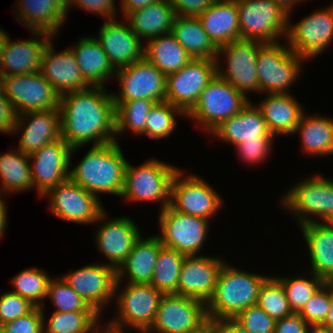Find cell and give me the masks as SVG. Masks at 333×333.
Segmentation results:
<instances>
[{"label":"cell","instance_id":"cell-34","mask_svg":"<svg viewBox=\"0 0 333 333\" xmlns=\"http://www.w3.org/2000/svg\"><path fill=\"white\" fill-rule=\"evenodd\" d=\"M16 15L30 31L46 32L53 37L58 35L66 14L50 0H18Z\"/></svg>","mask_w":333,"mask_h":333},{"label":"cell","instance_id":"cell-48","mask_svg":"<svg viewBox=\"0 0 333 333\" xmlns=\"http://www.w3.org/2000/svg\"><path fill=\"white\" fill-rule=\"evenodd\" d=\"M235 319L250 333H274L276 320L258 305L241 311Z\"/></svg>","mask_w":333,"mask_h":333},{"label":"cell","instance_id":"cell-64","mask_svg":"<svg viewBox=\"0 0 333 333\" xmlns=\"http://www.w3.org/2000/svg\"><path fill=\"white\" fill-rule=\"evenodd\" d=\"M324 284L331 290L333 293V273L324 280Z\"/></svg>","mask_w":333,"mask_h":333},{"label":"cell","instance_id":"cell-68","mask_svg":"<svg viewBox=\"0 0 333 333\" xmlns=\"http://www.w3.org/2000/svg\"><path fill=\"white\" fill-rule=\"evenodd\" d=\"M0 333H2V325L0 324Z\"/></svg>","mask_w":333,"mask_h":333},{"label":"cell","instance_id":"cell-29","mask_svg":"<svg viewBox=\"0 0 333 333\" xmlns=\"http://www.w3.org/2000/svg\"><path fill=\"white\" fill-rule=\"evenodd\" d=\"M198 18L218 49L228 42L240 39L236 0H216Z\"/></svg>","mask_w":333,"mask_h":333},{"label":"cell","instance_id":"cell-14","mask_svg":"<svg viewBox=\"0 0 333 333\" xmlns=\"http://www.w3.org/2000/svg\"><path fill=\"white\" fill-rule=\"evenodd\" d=\"M177 170L171 181L170 206L179 213L210 220L222 205L216 190L196 175Z\"/></svg>","mask_w":333,"mask_h":333},{"label":"cell","instance_id":"cell-62","mask_svg":"<svg viewBox=\"0 0 333 333\" xmlns=\"http://www.w3.org/2000/svg\"><path fill=\"white\" fill-rule=\"evenodd\" d=\"M8 38H9V35L6 34V32L1 30V28H0V59H1L3 50L5 48V44H6Z\"/></svg>","mask_w":333,"mask_h":333},{"label":"cell","instance_id":"cell-13","mask_svg":"<svg viewBox=\"0 0 333 333\" xmlns=\"http://www.w3.org/2000/svg\"><path fill=\"white\" fill-rule=\"evenodd\" d=\"M216 74L217 60L193 58L180 70L166 76V101L187 115Z\"/></svg>","mask_w":333,"mask_h":333},{"label":"cell","instance_id":"cell-15","mask_svg":"<svg viewBox=\"0 0 333 333\" xmlns=\"http://www.w3.org/2000/svg\"><path fill=\"white\" fill-rule=\"evenodd\" d=\"M261 44L255 40L239 39L226 43L218 50L217 74L245 96L249 92L260 93L256 61ZM221 55L227 62L225 70L219 65Z\"/></svg>","mask_w":333,"mask_h":333},{"label":"cell","instance_id":"cell-12","mask_svg":"<svg viewBox=\"0 0 333 333\" xmlns=\"http://www.w3.org/2000/svg\"><path fill=\"white\" fill-rule=\"evenodd\" d=\"M157 235L163 246L175 249L185 256L197 255L208 235L209 220L177 212L170 205L159 211Z\"/></svg>","mask_w":333,"mask_h":333},{"label":"cell","instance_id":"cell-18","mask_svg":"<svg viewBox=\"0 0 333 333\" xmlns=\"http://www.w3.org/2000/svg\"><path fill=\"white\" fill-rule=\"evenodd\" d=\"M6 97L17 115L29 111L59 109L60 94L40 71L5 76Z\"/></svg>","mask_w":333,"mask_h":333},{"label":"cell","instance_id":"cell-56","mask_svg":"<svg viewBox=\"0 0 333 333\" xmlns=\"http://www.w3.org/2000/svg\"><path fill=\"white\" fill-rule=\"evenodd\" d=\"M218 333H250L235 318H226L212 323Z\"/></svg>","mask_w":333,"mask_h":333},{"label":"cell","instance_id":"cell-11","mask_svg":"<svg viewBox=\"0 0 333 333\" xmlns=\"http://www.w3.org/2000/svg\"><path fill=\"white\" fill-rule=\"evenodd\" d=\"M46 196L50 200L51 213L63 220L77 224H92L103 221L106 217L99 198L70 178L50 188L42 197Z\"/></svg>","mask_w":333,"mask_h":333},{"label":"cell","instance_id":"cell-55","mask_svg":"<svg viewBox=\"0 0 333 333\" xmlns=\"http://www.w3.org/2000/svg\"><path fill=\"white\" fill-rule=\"evenodd\" d=\"M311 326L298 313L276 320L274 333H308Z\"/></svg>","mask_w":333,"mask_h":333},{"label":"cell","instance_id":"cell-38","mask_svg":"<svg viewBox=\"0 0 333 333\" xmlns=\"http://www.w3.org/2000/svg\"><path fill=\"white\" fill-rule=\"evenodd\" d=\"M14 150L0 155V192L5 195L34 189L29 155Z\"/></svg>","mask_w":333,"mask_h":333},{"label":"cell","instance_id":"cell-33","mask_svg":"<svg viewBox=\"0 0 333 333\" xmlns=\"http://www.w3.org/2000/svg\"><path fill=\"white\" fill-rule=\"evenodd\" d=\"M175 17V11L169 0H160L130 12L124 20H127L133 32L141 40L148 41L156 36L172 33Z\"/></svg>","mask_w":333,"mask_h":333},{"label":"cell","instance_id":"cell-36","mask_svg":"<svg viewBox=\"0 0 333 333\" xmlns=\"http://www.w3.org/2000/svg\"><path fill=\"white\" fill-rule=\"evenodd\" d=\"M144 57L166 76L177 72L193 59L172 33L148 40Z\"/></svg>","mask_w":333,"mask_h":333},{"label":"cell","instance_id":"cell-20","mask_svg":"<svg viewBox=\"0 0 333 333\" xmlns=\"http://www.w3.org/2000/svg\"><path fill=\"white\" fill-rule=\"evenodd\" d=\"M73 154L72 147L60 138L29 155L33 185L40 196L69 179Z\"/></svg>","mask_w":333,"mask_h":333},{"label":"cell","instance_id":"cell-54","mask_svg":"<svg viewBox=\"0 0 333 333\" xmlns=\"http://www.w3.org/2000/svg\"><path fill=\"white\" fill-rule=\"evenodd\" d=\"M216 0H169L177 16L198 17Z\"/></svg>","mask_w":333,"mask_h":333},{"label":"cell","instance_id":"cell-66","mask_svg":"<svg viewBox=\"0 0 333 333\" xmlns=\"http://www.w3.org/2000/svg\"><path fill=\"white\" fill-rule=\"evenodd\" d=\"M99 333H112V332L107 331L106 329L103 328Z\"/></svg>","mask_w":333,"mask_h":333},{"label":"cell","instance_id":"cell-7","mask_svg":"<svg viewBox=\"0 0 333 333\" xmlns=\"http://www.w3.org/2000/svg\"><path fill=\"white\" fill-rule=\"evenodd\" d=\"M240 39L277 43L288 30V12L274 0H236Z\"/></svg>","mask_w":333,"mask_h":333},{"label":"cell","instance_id":"cell-9","mask_svg":"<svg viewBox=\"0 0 333 333\" xmlns=\"http://www.w3.org/2000/svg\"><path fill=\"white\" fill-rule=\"evenodd\" d=\"M299 182L282 196V207L296 215L300 225L316 222V216L328 222L333 217V180L315 175Z\"/></svg>","mask_w":333,"mask_h":333},{"label":"cell","instance_id":"cell-22","mask_svg":"<svg viewBox=\"0 0 333 333\" xmlns=\"http://www.w3.org/2000/svg\"><path fill=\"white\" fill-rule=\"evenodd\" d=\"M19 131L23 133L18 150L25 155L33 154L44 145L62 138L60 110L29 111L18 115L13 133Z\"/></svg>","mask_w":333,"mask_h":333},{"label":"cell","instance_id":"cell-8","mask_svg":"<svg viewBox=\"0 0 333 333\" xmlns=\"http://www.w3.org/2000/svg\"><path fill=\"white\" fill-rule=\"evenodd\" d=\"M249 101L250 98L216 74L186 118L198 122L210 134L221 122L239 113Z\"/></svg>","mask_w":333,"mask_h":333},{"label":"cell","instance_id":"cell-42","mask_svg":"<svg viewBox=\"0 0 333 333\" xmlns=\"http://www.w3.org/2000/svg\"><path fill=\"white\" fill-rule=\"evenodd\" d=\"M51 279L52 278L40 268H27L12 278L11 283L14 290L11 292L28 299L37 307H43Z\"/></svg>","mask_w":333,"mask_h":333},{"label":"cell","instance_id":"cell-17","mask_svg":"<svg viewBox=\"0 0 333 333\" xmlns=\"http://www.w3.org/2000/svg\"><path fill=\"white\" fill-rule=\"evenodd\" d=\"M306 61L318 56L333 40V5L316 10L296 24L288 23L285 41Z\"/></svg>","mask_w":333,"mask_h":333},{"label":"cell","instance_id":"cell-4","mask_svg":"<svg viewBox=\"0 0 333 333\" xmlns=\"http://www.w3.org/2000/svg\"><path fill=\"white\" fill-rule=\"evenodd\" d=\"M285 44L262 43L258 47L256 68L261 94L290 93L288 89L300 76L306 60Z\"/></svg>","mask_w":333,"mask_h":333},{"label":"cell","instance_id":"cell-61","mask_svg":"<svg viewBox=\"0 0 333 333\" xmlns=\"http://www.w3.org/2000/svg\"><path fill=\"white\" fill-rule=\"evenodd\" d=\"M55 3L65 14L68 15L70 0H50Z\"/></svg>","mask_w":333,"mask_h":333},{"label":"cell","instance_id":"cell-47","mask_svg":"<svg viewBox=\"0 0 333 333\" xmlns=\"http://www.w3.org/2000/svg\"><path fill=\"white\" fill-rule=\"evenodd\" d=\"M331 290L323 284L298 313L311 327H320L327 318Z\"/></svg>","mask_w":333,"mask_h":333},{"label":"cell","instance_id":"cell-39","mask_svg":"<svg viewBox=\"0 0 333 333\" xmlns=\"http://www.w3.org/2000/svg\"><path fill=\"white\" fill-rule=\"evenodd\" d=\"M41 309L43 333H99L103 329L102 325L98 326L101 323V315L96 311H73L68 313L53 311L46 323L45 308L41 307Z\"/></svg>","mask_w":333,"mask_h":333},{"label":"cell","instance_id":"cell-67","mask_svg":"<svg viewBox=\"0 0 333 333\" xmlns=\"http://www.w3.org/2000/svg\"><path fill=\"white\" fill-rule=\"evenodd\" d=\"M328 223L333 227V217L328 221Z\"/></svg>","mask_w":333,"mask_h":333},{"label":"cell","instance_id":"cell-5","mask_svg":"<svg viewBox=\"0 0 333 333\" xmlns=\"http://www.w3.org/2000/svg\"><path fill=\"white\" fill-rule=\"evenodd\" d=\"M178 169L155 158L136 168L127 163L120 197L132 202L160 201L162 210L170 205L171 181Z\"/></svg>","mask_w":333,"mask_h":333},{"label":"cell","instance_id":"cell-16","mask_svg":"<svg viewBox=\"0 0 333 333\" xmlns=\"http://www.w3.org/2000/svg\"><path fill=\"white\" fill-rule=\"evenodd\" d=\"M120 83L119 94L112 93L114 102L149 99L166 101V75L145 57L128 66L116 69Z\"/></svg>","mask_w":333,"mask_h":333},{"label":"cell","instance_id":"cell-41","mask_svg":"<svg viewBox=\"0 0 333 333\" xmlns=\"http://www.w3.org/2000/svg\"><path fill=\"white\" fill-rule=\"evenodd\" d=\"M115 103V133L132 131L145 136L146 116L156 103L153 100L141 99Z\"/></svg>","mask_w":333,"mask_h":333},{"label":"cell","instance_id":"cell-32","mask_svg":"<svg viewBox=\"0 0 333 333\" xmlns=\"http://www.w3.org/2000/svg\"><path fill=\"white\" fill-rule=\"evenodd\" d=\"M299 226L309 249L311 273L325 280L333 273V227L319 220Z\"/></svg>","mask_w":333,"mask_h":333},{"label":"cell","instance_id":"cell-50","mask_svg":"<svg viewBox=\"0 0 333 333\" xmlns=\"http://www.w3.org/2000/svg\"><path fill=\"white\" fill-rule=\"evenodd\" d=\"M2 333H43L41 307L35 306L29 313L2 325Z\"/></svg>","mask_w":333,"mask_h":333},{"label":"cell","instance_id":"cell-6","mask_svg":"<svg viewBox=\"0 0 333 333\" xmlns=\"http://www.w3.org/2000/svg\"><path fill=\"white\" fill-rule=\"evenodd\" d=\"M117 298L118 313L103 328L112 333H124L125 326L146 333L154 323L163 293L151 284L126 283Z\"/></svg>","mask_w":333,"mask_h":333},{"label":"cell","instance_id":"cell-21","mask_svg":"<svg viewBox=\"0 0 333 333\" xmlns=\"http://www.w3.org/2000/svg\"><path fill=\"white\" fill-rule=\"evenodd\" d=\"M224 263L219 257L185 256L175 294L196 298L206 304L214 293Z\"/></svg>","mask_w":333,"mask_h":333},{"label":"cell","instance_id":"cell-59","mask_svg":"<svg viewBox=\"0 0 333 333\" xmlns=\"http://www.w3.org/2000/svg\"><path fill=\"white\" fill-rule=\"evenodd\" d=\"M323 329L333 332V293L331 292L330 309L324 323L320 326Z\"/></svg>","mask_w":333,"mask_h":333},{"label":"cell","instance_id":"cell-52","mask_svg":"<svg viewBox=\"0 0 333 333\" xmlns=\"http://www.w3.org/2000/svg\"><path fill=\"white\" fill-rule=\"evenodd\" d=\"M17 113L6 97L5 76L0 72V132L13 133Z\"/></svg>","mask_w":333,"mask_h":333},{"label":"cell","instance_id":"cell-10","mask_svg":"<svg viewBox=\"0 0 333 333\" xmlns=\"http://www.w3.org/2000/svg\"><path fill=\"white\" fill-rule=\"evenodd\" d=\"M210 325L203 301L163 294L153 325L146 333H201Z\"/></svg>","mask_w":333,"mask_h":333},{"label":"cell","instance_id":"cell-37","mask_svg":"<svg viewBox=\"0 0 333 333\" xmlns=\"http://www.w3.org/2000/svg\"><path fill=\"white\" fill-rule=\"evenodd\" d=\"M300 134L302 149L306 154H333V120L314 114L307 116L303 113L295 133Z\"/></svg>","mask_w":333,"mask_h":333},{"label":"cell","instance_id":"cell-1","mask_svg":"<svg viewBox=\"0 0 333 333\" xmlns=\"http://www.w3.org/2000/svg\"><path fill=\"white\" fill-rule=\"evenodd\" d=\"M108 92V93H107ZM61 137L75 152L89 142H115V103L112 92L101 86L60 96Z\"/></svg>","mask_w":333,"mask_h":333},{"label":"cell","instance_id":"cell-53","mask_svg":"<svg viewBox=\"0 0 333 333\" xmlns=\"http://www.w3.org/2000/svg\"><path fill=\"white\" fill-rule=\"evenodd\" d=\"M76 6L87 12L105 17L107 20L116 17V5L114 0H70L69 9ZM115 15V16H114Z\"/></svg>","mask_w":333,"mask_h":333},{"label":"cell","instance_id":"cell-63","mask_svg":"<svg viewBox=\"0 0 333 333\" xmlns=\"http://www.w3.org/2000/svg\"><path fill=\"white\" fill-rule=\"evenodd\" d=\"M308 333H333V332L323 329L321 327H311Z\"/></svg>","mask_w":333,"mask_h":333},{"label":"cell","instance_id":"cell-27","mask_svg":"<svg viewBox=\"0 0 333 333\" xmlns=\"http://www.w3.org/2000/svg\"><path fill=\"white\" fill-rule=\"evenodd\" d=\"M212 134L235 146L245 141L276 138L269 132L261 110L251 101L239 113L221 122Z\"/></svg>","mask_w":333,"mask_h":333},{"label":"cell","instance_id":"cell-3","mask_svg":"<svg viewBox=\"0 0 333 333\" xmlns=\"http://www.w3.org/2000/svg\"><path fill=\"white\" fill-rule=\"evenodd\" d=\"M268 276L245 272L224 263L215 290L206 305L210 324L235 318L241 311L257 305L259 290Z\"/></svg>","mask_w":333,"mask_h":333},{"label":"cell","instance_id":"cell-23","mask_svg":"<svg viewBox=\"0 0 333 333\" xmlns=\"http://www.w3.org/2000/svg\"><path fill=\"white\" fill-rule=\"evenodd\" d=\"M118 22L115 18L105 21L96 37L115 69L140 61L145 49L130 24Z\"/></svg>","mask_w":333,"mask_h":333},{"label":"cell","instance_id":"cell-25","mask_svg":"<svg viewBox=\"0 0 333 333\" xmlns=\"http://www.w3.org/2000/svg\"><path fill=\"white\" fill-rule=\"evenodd\" d=\"M95 234L98 250L116 270L132 251L134 243L141 234L137 224L128 217H118L106 220Z\"/></svg>","mask_w":333,"mask_h":333},{"label":"cell","instance_id":"cell-51","mask_svg":"<svg viewBox=\"0 0 333 333\" xmlns=\"http://www.w3.org/2000/svg\"><path fill=\"white\" fill-rule=\"evenodd\" d=\"M273 140H251L241 142L235 146L237 153L241 156L242 161L249 164L262 163L271 152Z\"/></svg>","mask_w":333,"mask_h":333},{"label":"cell","instance_id":"cell-19","mask_svg":"<svg viewBox=\"0 0 333 333\" xmlns=\"http://www.w3.org/2000/svg\"><path fill=\"white\" fill-rule=\"evenodd\" d=\"M61 277L100 315L102 309L115 297L116 269L107 262L103 265H86Z\"/></svg>","mask_w":333,"mask_h":333},{"label":"cell","instance_id":"cell-46","mask_svg":"<svg viewBox=\"0 0 333 333\" xmlns=\"http://www.w3.org/2000/svg\"><path fill=\"white\" fill-rule=\"evenodd\" d=\"M49 297L56 308L54 311L66 313L73 311H95L62 277L50 280L46 298Z\"/></svg>","mask_w":333,"mask_h":333},{"label":"cell","instance_id":"cell-24","mask_svg":"<svg viewBox=\"0 0 333 333\" xmlns=\"http://www.w3.org/2000/svg\"><path fill=\"white\" fill-rule=\"evenodd\" d=\"M30 33L37 39L23 41L19 39L17 42H12L10 37L7 39L0 59V72L4 76L40 71L44 50L54 37L41 31H31Z\"/></svg>","mask_w":333,"mask_h":333},{"label":"cell","instance_id":"cell-43","mask_svg":"<svg viewBox=\"0 0 333 333\" xmlns=\"http://www.w3.org/2000/svg\"><path fill=\"white\" fill-rule=\"evenodd\" d=\"M175 115L186 116L181 109L168 101L155 103L146 116L145 136L154 140L170 136L177 126Z\"/></svg>","mask_w":333,"mask_h":333},{"label":"cell","instance_id":"cell-60","mask_svg":"<svg viewBox=\"0 0 333 333\" xmlns=\"http://www.w3.org/2000/svg\"><path fill=\"white\" fill-rule=\"evenodd\" d=\"M277 2L284 10L288 12V18H290L291 11L293 10V6L298 4V2H305L304 0H274Z\"/></svg>","mask_w":333,"mask_h":333},{"label":"cell","instance_id":"cell-2","mask_svg":"<svg viewBox=\"0 0 333 333\" xmlns=\"http://www.w3.org/2000/svg\"><path fill=\"white\" fill-rule=\"evenodd\" d=\"M127 163L117 141L92 145L69 178L97 198L99 193L121 196Z\"/></svg>","mask_w":333,"mask_h":333},{"label":"cell","instance_id":"cell-35","mask_svg":"<svg viewBox=\"0 0 333 333\" xmlns=\"http://www.w3.org/2000/svg\"><path fill=\"white\" fill-rule=\"evenodd\" d=\"M172 34L192 58L217 60L219 49L210 40L198 17L176 15Z\"/></svg>","mask_w":333,"mask_h":333},{"label":"cell","instance_id":"cell-58","mask_svg":"<svg viewBox=\"0 0 333 333\" xmlns=\"http://www.w3.org/2000/svg\"><path fill=\"white\" fill-rule=\"evenodd\" d=\"M1 194H4L2 192H0V239L2 237V235L4 234L5 230H6V226H7V206L5 204V202H3V199L1 198Z\"/></svg>","mask_w":333,"mask_h":333},{"label":"cell","instance_id":"cell-57","mask_svg":"<svg viewBox=\"0 0 333 333\" xmlns=\"http://www.w3.org/2000/svg\"><path fill=\"white\" fill-rule=\"evenodd\" d=\"M120 1L122 2L121 10H122V13H124L123 18H125L130 12H132L136 9L144 8V7L148 6L149 4H153L160 0H120Z\"/></svg>","mask_w":333,"mask_h":333},{"label":"cell","instance_id":"cell-26","mask_svg":"<svg viewBox=\"0 0 333 333\" xmlns=\"http://www.w3.org/2000/svg\"><path fill=\"white\" fill-rule=\"evenodd\" d=\"M50 41L44 50L40 73L52 84V87L63 95L68 92L83 90L90 85L83 79L71 49L55 53Z\"/></svg>","mask_w":333,"mask_h":333},{"label":"cell","instance_id":"cell-40","mask_svg":"<svg viewBox=\"0 0 333 333\" xmlns=\"http://www.w3.org/2000/svg\"><path fill=\"white\" fill-rule=\"evenodd\" d=\"M184 258L185 255L181 252L162 246L154 267L151 285L163 294L176 293Z\"/></svg>","mask_w":333,"mask_h":333},{"label":"cell","instance_id":"cell-49","mask_svg":"<svg viewBox=\"0 0 333 333\" xmlns=\"http://www.w3.org/2000/svg\"><path fill=\"white\" fill-rule=\"evenodd\" d=\"M35 305L11 291L0 296V324L4 325L29 313Z\"/></svg>","mask_w":333,"mask_h":333},{"label":"cell","instance_id":"cell-45","mask_svg":"<svg viewBox=\"0 0 333 333\" xmlns=\"http://www.w3.org/2000/svg\"><path fill=\"white\" fill-rule=\"evenodd\" d=\"M283 286L290 309L293 313H299L310 298L324 284V280L312 275V278L303 277H275Z\"/></svg>","mask_w":333,"mask_h":333},{"label":"cell","instance_id":"cell-30","mask_svg":"<svg viewBox=\"0 0 333 333\" xmlns=\"http://www.w3.org/2000/svg\"><path fill=\"white\" fill-rule=\"evenodd\" d=\"M267 95L257 106L262 112L269 132L274 137L294 134L304 113L302 106L290 93H267Z\"/></svg>","mask_w":333,"mask_h":333},{"label":"cell","instance_id":"cell-44","mask_svg":"<svg viewBox=\"0 0 333 333\" xmlns=\"http://www.w3.org/2000/svg\"><path fill=\"white\" fill-rule=\"evenodd\" d=\"M257 305L275 320L293 314L282 284L273 276L261 285Z\"/></svg>","mask_w":333,"mask_h":333},{"label":"cell","instance_id":"cell-28","mask_svg":"<svg viewBox=\"0 0 333 333\" xmlns=\"http://www.w3.org/2000/svg\"><path fill=\"white\" fill-rule=\"evenodd\" d=\"M141 237L134 243L132 251L116 270L115 296L124 275L129 277L127 283L151 284L157 257L163 245L157 235L145 239Z\"/></svg>","mask_w":333,"mask_h":333},{"label":"cell","instance_id":"cell-31","mask_svg":"<svg viewBox=\"0 0 333 333\" xmlns=\"http://www.w3.org/2000/svg\"><path fill=\"white\" fill-rule=\"evenodd\" d=\"M77 42V45L70 49L75 55L83 79L90 86L104 87V81L115 76L116 69L100 42L94 36L80 38Z\"/></svg>","mask_w":333,"mask_h":333},{"label":"cell","instance_id":"cell-65","mask_svg":"<svg viewBox=\"0 0 333 333\" xmlns=\"http://www.w3.org/2000/svg\"><path fill=\"white\" fill-rule=\"evenodd\" d=\"M201 333H218L213 324H210L207 328H205Z\"/></svg>","mask_w":333,"mask_h":333}]
</instances>
